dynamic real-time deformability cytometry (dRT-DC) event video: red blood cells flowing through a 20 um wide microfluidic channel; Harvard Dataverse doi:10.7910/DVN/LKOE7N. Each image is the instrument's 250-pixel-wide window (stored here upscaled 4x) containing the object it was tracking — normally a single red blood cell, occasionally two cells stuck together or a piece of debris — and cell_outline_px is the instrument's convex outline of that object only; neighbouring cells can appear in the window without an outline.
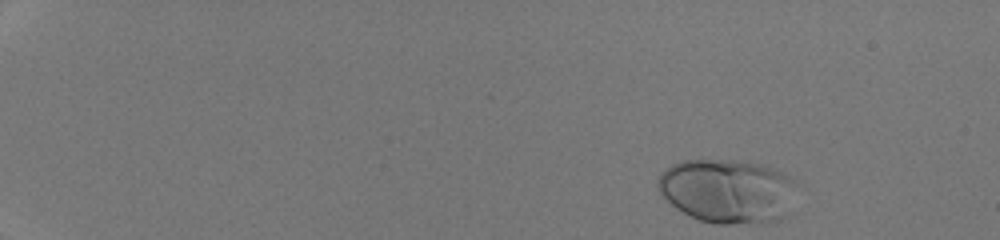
{"species": "human", "species_latin": "Homo sapiens", "temperature_condition": "room temperature", "stored_images_in_passage": 42, "camera_frame_rate_fps": 3000, "um_per_image_px": 0.085, "donor": {"sex": "male"}, "frame": {"image": 1, "passage_image": 1, "time_ms": 0.0, "image_size_px": [1000, 240], "cell_outline_px": [[796, 184], [780, 220], [728, 224], [716, 224], [700, 220], [676, 208], [660, 192], [656, 184], [660, 176], [672, 164], [684, 160], [732, 160], [760, 164], [780, 172], [788, 176]], "centroid_in_image_um": [61.77, 16.22], "position_along_channel_um": 23.2, "area_um2": 50.52}}
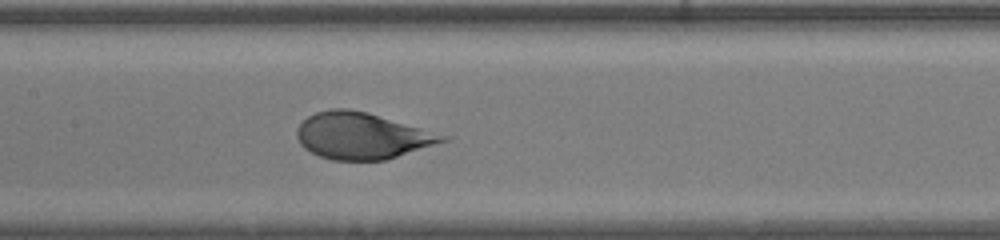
{"frame": {"image": 2, "passage_image": 23, "time_ms": 7.333, "image_size_px": [1000, 240], "cell_outline_px": [[452, 140], [388, 160], [332, 160], [320, 156], [304, 148], [300, 144], [296, 136], [296, 132], [300, 124], [308, 116], [316, 112], [332, 108], [348, 108], [368, 112], [452, 136]], "centroid_in_image_um": [30.85, 11.55], "position_along_channel_um": 176.5, "area_um2": 40.06}}
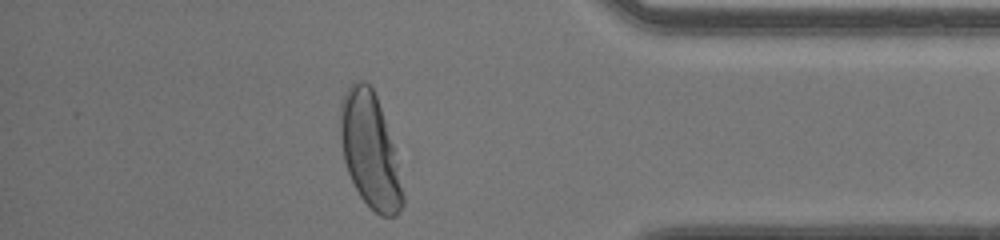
{"frame": {"image": 3, "passage_image": 40, "time_ms": 13.0, "image_size_px": [1000, 240], "cell_outline_px": [[404, 204], [396, 216], [380, 216], [360, 196], [348, 172], [344, 160], [340, 140], [340, 104], [344, 92], [356, 80], [364, 80], [372, 88], [376, 96], [392, 144], [404, 196]], "centroid_in_image_um": [31.42, 12.79], "position_along_channel_um": 403.8, "area_um2": 40.92}, "authors_computed_cell_mechanics": {"area_um2": 41.7894, "velocity_mm_per_s": 4.3029, "shape_relaxation_time_tau1_ms": 2.7623, "shape_relaxation_time_tau2_ms": null, "deformation_change_tau1": 0.2167, "deformation_change_tau2": null}}